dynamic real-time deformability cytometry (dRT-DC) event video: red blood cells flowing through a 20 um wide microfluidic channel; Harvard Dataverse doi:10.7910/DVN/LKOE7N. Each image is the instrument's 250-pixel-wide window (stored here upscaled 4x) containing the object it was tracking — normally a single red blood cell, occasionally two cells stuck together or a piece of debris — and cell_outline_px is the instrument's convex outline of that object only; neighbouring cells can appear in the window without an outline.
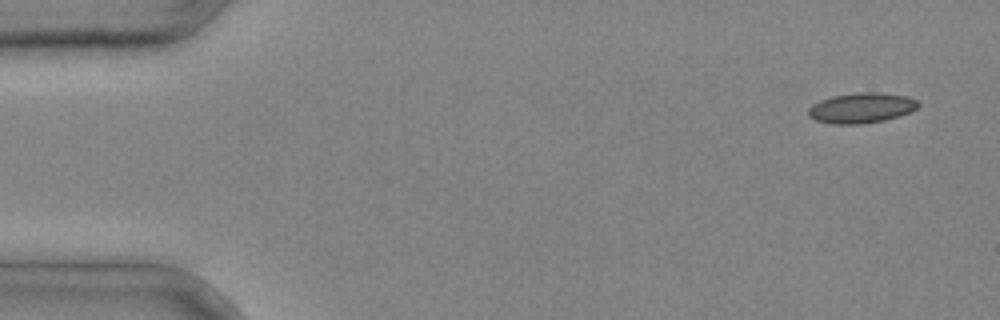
{"species": "common noctule bat (a hibernating species)", "species_latin": "Nyctalus noctula", "temperature_condition": "cold", "stored_images_in_passage": 4, "camera_frame_rate_fps": 3000, "um_per_image_px": 0.085, "animal": {"sex": "male", "body_mass_g": 20.4}, "frame": {"image": 1, "passage_image": 1, "time_ms": 0.0, "image_size_px": [1000, 320], "cell_outline_px": [[920, 104], [916, 108], [908, 112], [884, 120], [860, 124], [832, 124], [816, 120], [808, 116], [808, 108], [812, 104], [820, 100], [832, 96], [856, 92], [876, 92], [908, 96], [916, 100]], "centroid_in_image_um": [73.18, 9.16], "position_along_channel_um": 11.8, "area_um2": 19.31}}
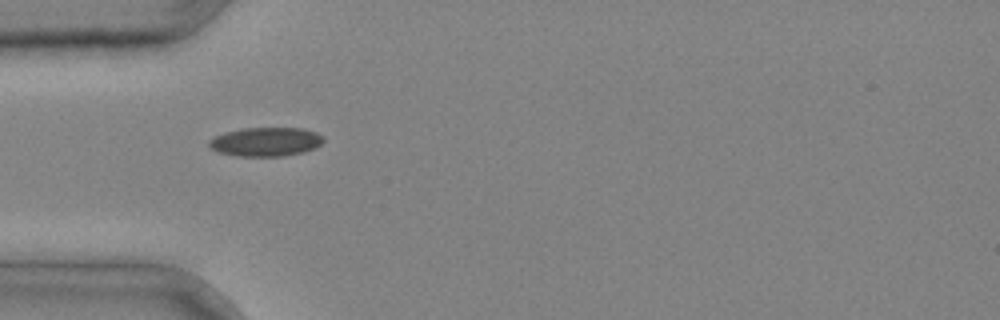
{"frame": {"image": 2, "passage_image": 4, "time_ms": 1.0, "image_size_px": [1000, 320], "cell_outline_px": [[324, 140], [316, 148], [304, 152], [284, 156], [236, 156], [216, 152], [208, 144], [208, 140], [216, 136], [240, 128], [304, 128], [316, 132], [324, 136]], "centroid_in_image_um": [22.62, 12.05], "position_along_channel_um": 62.4, "area_um2": 19.42}}